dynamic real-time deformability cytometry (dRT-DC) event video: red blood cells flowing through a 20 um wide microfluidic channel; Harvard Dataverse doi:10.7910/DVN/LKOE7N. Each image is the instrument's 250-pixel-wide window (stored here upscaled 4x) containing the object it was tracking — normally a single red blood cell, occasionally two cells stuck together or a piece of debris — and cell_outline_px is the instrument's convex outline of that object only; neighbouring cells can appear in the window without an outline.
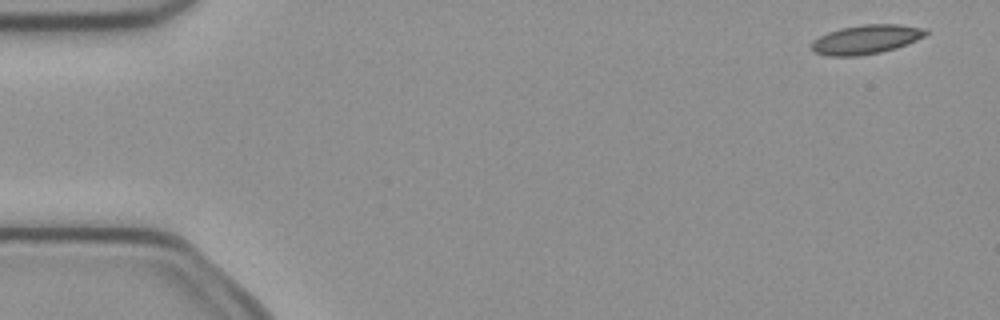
{"species": "common noctule bat (a hibernating species)", "species_latin": "Nyctalus noctula", "temperature_condition": "cold", "stored_images_in_passage": 5, "camera_frame_rate_fps": 3000, "um_per_image_px": 0.085, "animal": {"sex": "female", "body_mass_g": 21.9}, "frame": {"image": 1, "passage_image": 1, "time_ms": 0.0, "image_size_px": [1000, 320], "cell_outline_px": [[928, 32], [924, 36], [916, 40], [896, 48], [880, 52], [860, 56], [828, 56], [812, 52], [812, 40], [828, 32], [840, 28], [860, 24], [900, 24], [928, 28]], "centroid_in_image_um": [73.61, 3.34], "position_along_channel_um": 11.4, "area_um2": 19.59}}